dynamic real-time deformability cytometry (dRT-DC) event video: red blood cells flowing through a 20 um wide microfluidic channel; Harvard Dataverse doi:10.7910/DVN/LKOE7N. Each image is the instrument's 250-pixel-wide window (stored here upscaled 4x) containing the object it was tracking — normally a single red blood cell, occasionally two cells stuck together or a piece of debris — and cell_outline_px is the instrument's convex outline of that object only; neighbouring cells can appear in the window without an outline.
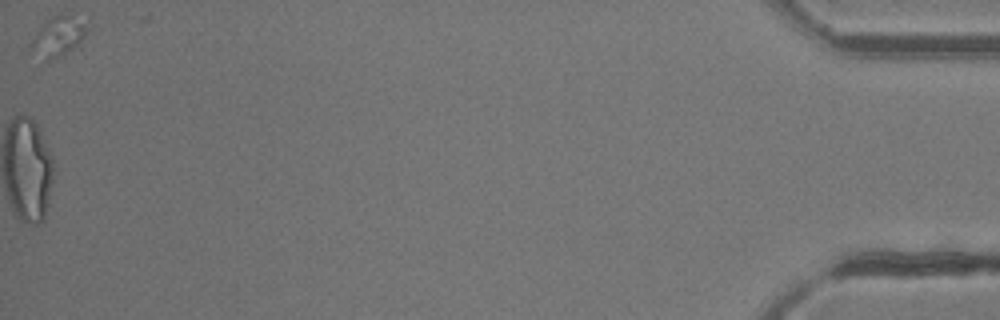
{"species": "common noctule bat (a hibernating species)", "species_latin": "Nyctalus noctula", "temperature_condition": "room temperature", "stored_images_in_passage": 49, "segment_of_instrument_passage": [2, 2], "camera_frame_rate_fps": 3000, "um_per_image_px": 0.085, "animal": {"sex": "female"}, "frame": {"image": 1, "passage_image": 49, "time_ms": 16.0, "image_size_px": [1000, 320], "cell_outline_px": [[84, 32], [80, 40], [72, 48], [48, 60], [44, 60], [32, 44], [32, 40], [36, 32], [52, 16], [64, 12], [84, 28]], "centroid_in_image_um": [4.87, 3.07], "position_along_channel_um": 430.3, "area_um2": 11.27}}